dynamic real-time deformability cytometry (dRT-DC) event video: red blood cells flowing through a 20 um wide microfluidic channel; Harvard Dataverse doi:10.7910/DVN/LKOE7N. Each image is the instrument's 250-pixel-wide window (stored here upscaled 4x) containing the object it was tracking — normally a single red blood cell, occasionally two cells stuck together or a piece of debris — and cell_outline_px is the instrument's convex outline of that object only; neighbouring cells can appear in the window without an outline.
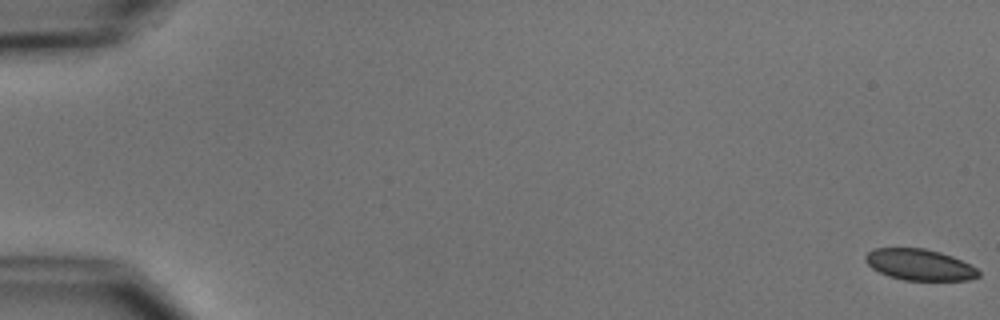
{"species": "common noctule bat (a hibernating species)", "species_latin": "Nyctalus noctula", "temperature_condition": "cold", "stored_images_in_passage": 21, "camera_frame_rate_fps": 3000, "um_per_image_px": 0.085, "animal": {"sex": "male", "body_mass_g": 15.6}, "frame": {"image": 1, "passage_image": 1, "time_ms": 0.0, "image_size_px": [1000, 320], "cell_outline_px": [[980, 276], [968, 280], [904, 280], [888, 276], [872, 268], [864, 260], [864, 256], [872, 248], [924, 248], [940, 252], [952, 256], [976, 268], [980, 272]], "centroid_in_image_um": [78.13, 22.49], "position_along_channel_um": 6.9, "area_um2": 20.52}}
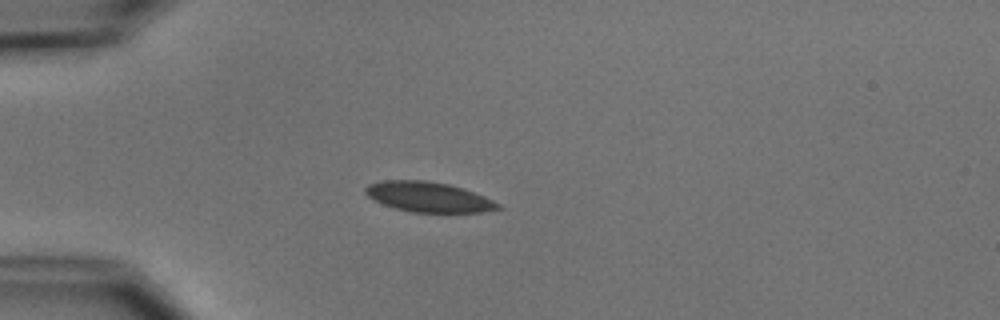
{"frame": {"image": 2, "passage_image": 16, "time_ms": 5.0, "image_size_px": [1000, 320], "cell_outline_px": [[504, 208], [480, 212], [412, 212], [396, 208], [384, 204], [368, 196], [364, 192], [364, 188], [368, 184], [384, 180], [428, 180], [448, 184], [464, 188], [484, 196], [500, 204]], "centroid_in_image_um": [36.44, 16.73], "position_along_channel_um": 48.6, "area_um2": 23.18}}